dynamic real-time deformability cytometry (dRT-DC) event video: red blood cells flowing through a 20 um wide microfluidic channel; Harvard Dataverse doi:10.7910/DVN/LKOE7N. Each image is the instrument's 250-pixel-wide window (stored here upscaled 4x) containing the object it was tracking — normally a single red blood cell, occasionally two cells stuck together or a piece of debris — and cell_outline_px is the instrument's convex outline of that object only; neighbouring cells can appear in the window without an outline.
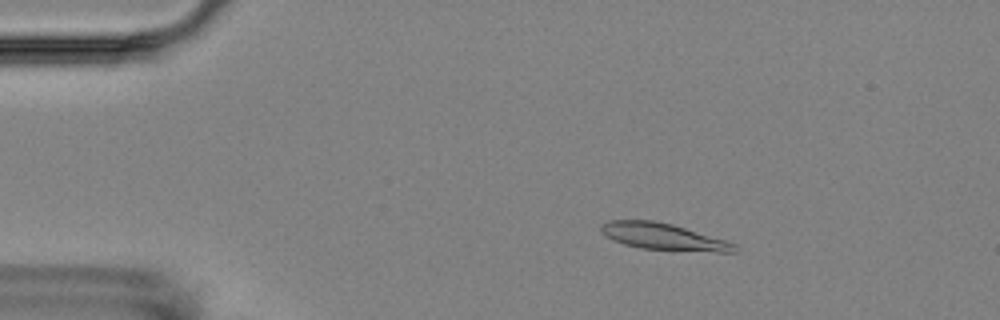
{"species": "Egyptian fruit bat (a non-hibernating species)", "species_latin": "Rousettus aegyptiacus", "temperature_condition": "room temperature", "stored_images_in_passage": 5, "camera_frame_rate_fps": 3000, "um_per_image_px": 0.085, "animal": {"sex": "female"}, "frame": {"image": 1, "passage_image": 3, "time_ms": 2.333, "image_size_px": [1000, 320], "cell_outline_px": [[740, 248], [736, 252], [716, 252], [640, 248], [624, 244], [612, 240], [604, 236], [600, 232], [600, 224], [608, 220], [652, 220], [672, 224], [724, 240], [736, 244]], "centroid_in_image_um": [56.34, 20.11], "position_along_channel_um": 28.7, "area_um2": 20.75}}